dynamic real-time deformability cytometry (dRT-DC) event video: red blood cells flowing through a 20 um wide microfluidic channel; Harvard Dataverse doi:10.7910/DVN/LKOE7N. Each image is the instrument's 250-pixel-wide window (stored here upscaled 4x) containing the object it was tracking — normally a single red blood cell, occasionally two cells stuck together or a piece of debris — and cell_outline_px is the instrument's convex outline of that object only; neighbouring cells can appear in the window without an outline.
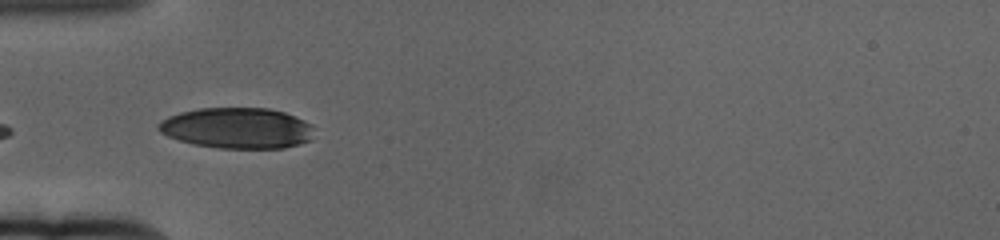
{"species": "human", "species_latin": "Homo sapiens", "temperature_condition": "cold", "stored_images_in_passage": 40, "camera_frame_rate_fps": 3000, "um_per_image_px": 0.085, "donor": {"sex": "female"}, "frame": {"image": 1, "passage_image": 1, "time_ms": 0.0, "image_size_px": [1000, 240], "cell_outline_px": [[312, 140], [300, 144], [284, 148], [220, 148], [192, 144], [168, 136], [160, 132], [156, 128], [156, 124], [160, 120], [168, 116], [180, 112], [200, 108], [268, 108], [284, 112], [304, 120], [312, 124]], "centroid_in_image_um": [20.14, 10.89], "position_along_channel_um": 64.9, "area_um2": 37.22}}
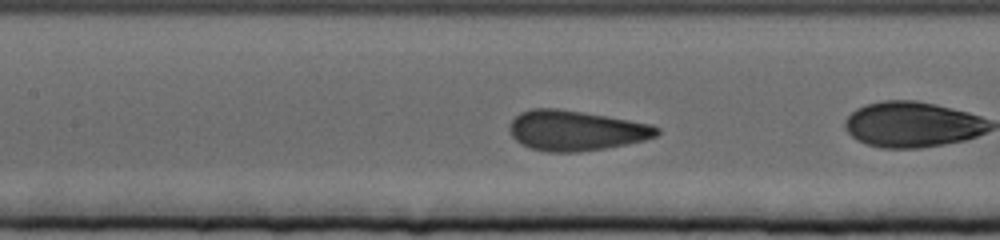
{"frame": {"image": 2, "passage_image": 7, "time_ms": 2.0, "image_size_px": [1000, 240], "cell_outline_px": [[660, 132], [656, 136], [644, 140], [604, 148], [576, 152], [548, 152], [532, 148], [520, 144], [512, 136], [508, 128], [508, 124], [520, 112], [532, 108], [556, 108], [652, 124], [660, 128]], "centroid_in_image_um": [48.91, 11.09], "position_along_channel_um": 158.5, "area_um2": 34.22}}
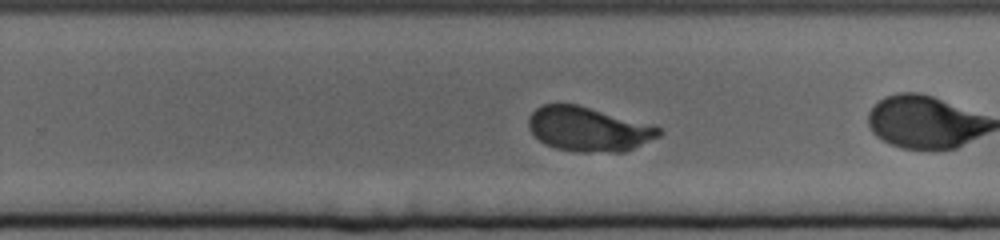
{"frame": {"image": 3, "passage_image": 18, "time_ms": 5.667, "image_size_px": [1000, 240], "cell_outline_px": [[664, 132], [660, 136], [632, 148], [620, 152], [576, 152], [556, 148], [544, 144], [528, 128], [528, 116], [540, 104], [576, 104], [656, 124]], "centroid_in_image_um": [50.04, 10.96], "position_along_channel_um": 279.8, "area_um2": 34.1}, "authors_computed_cell_mechanics": {"area_um2": 33.9286, "velocity_mm_per_s": 3.3359, "shape_relaxation_time_tau1_ms": 3.4942, "shape_relaxation_time_tau2_ms": null, "deformation_change_tau1": 0.1293, "deformation_change_tau2": null}}